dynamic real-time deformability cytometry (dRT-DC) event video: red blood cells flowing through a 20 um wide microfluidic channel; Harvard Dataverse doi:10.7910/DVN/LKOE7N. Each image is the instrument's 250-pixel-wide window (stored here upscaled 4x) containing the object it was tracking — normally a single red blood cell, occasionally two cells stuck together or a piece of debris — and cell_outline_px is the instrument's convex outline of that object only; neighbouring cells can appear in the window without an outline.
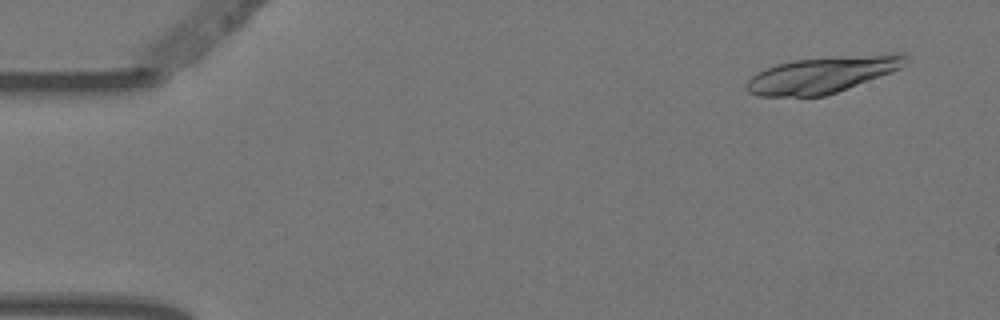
{"species": "Egyptian fruit bat (a non-hibernating species)", "species_latin": "Rousettus aegyptiacus", "temperature_condition": "warm", "stored_images_in_passage": 3, "camera_frame_rate_fps": 3000, "um_per_image_px": 0.085, "animal": {"sex": "female"}, "frame": {"image": 1, "passage_image": 1, "time_ms": 0.0, "image_size_px": [1000, 320], "cell_outline_px": [[908, 60], [900, 68], [836, 92], [824, 96], [756, 96], [748, 92], [744, 88], [748, 80], [756, 72], [764, 68], [776, 64], [792, 60], [880, 52], [904, 52], [908, 56]], "centroid_in_image_um": [69.9, 6.31], "position_along_channel_um": 15.1, "area_um2": 34.1}}